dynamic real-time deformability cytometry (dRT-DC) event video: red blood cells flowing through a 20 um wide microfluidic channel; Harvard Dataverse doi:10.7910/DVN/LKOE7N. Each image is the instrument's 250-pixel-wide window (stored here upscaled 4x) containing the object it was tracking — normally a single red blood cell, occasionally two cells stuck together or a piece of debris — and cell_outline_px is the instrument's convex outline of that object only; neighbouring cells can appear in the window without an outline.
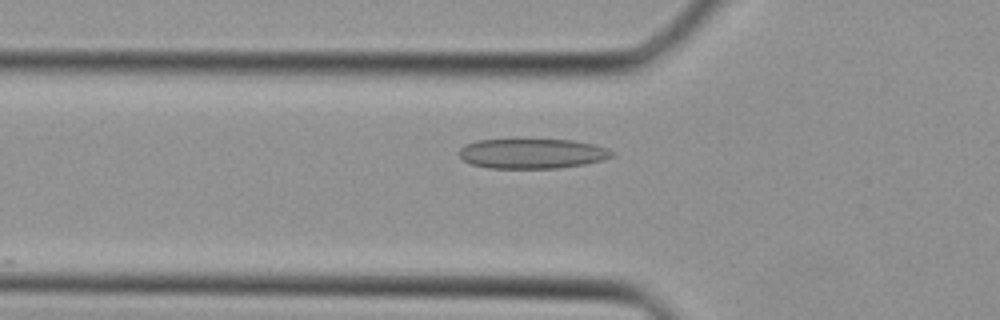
{"species": "Egyptian fruit bat (a non-hibernating species)", "species_latin": "Rousettus aegyptiacus", "temperature_condition": "cold", "stored_images_in_passage": 7, "camera_frame_rate_fps": 3000, "um_per_image_px": 0.085, "animal": {"sex": "female"}, "frame": {"image": 1, "passage_image": 3, "time_ms": 0.667, "image_size_px": [1000, 320], "cell_outline_px": [[616, 156], [604, 160], [584, 164], [560, 168], [488, 168], [472, 164], [464, 160], [456, 152], [464, 144], [476, 140], [524, 136], [572, 140], [592, 144], [608, 148], [616, 152]], "centroid_in_image_um": [45.22, 12.99], "position_along_channel_um": 80.6, "area_um2": 28.21}}
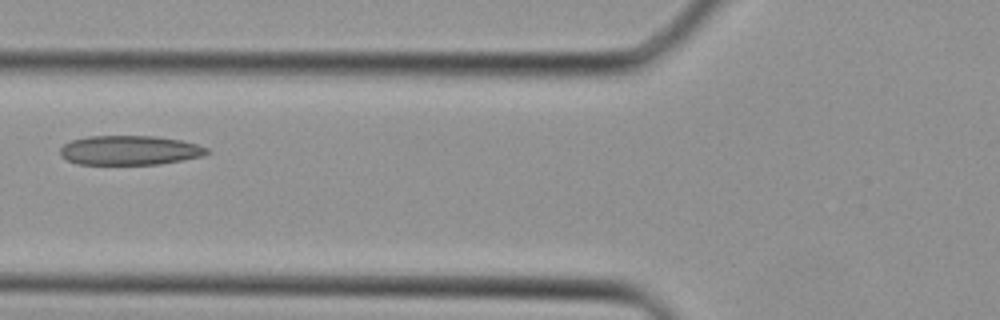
{"frame": {"image": 2, "passage_image": 5, "time_ms": 1.333, "image_size_px": [1000, 320], "cell_outline_px": [[212, 152], [204, 156], [160, 164], [76, 164], [60, 156], [60, 148], [64, 144], [72, 140], [88, 136], [156, 136], [180, 140], [196, 144], [208, 148]], "centroid_in_image_um": [11.04, 12.77], "position_along_channel_um": 114.8, "area_um2": 25.26}}
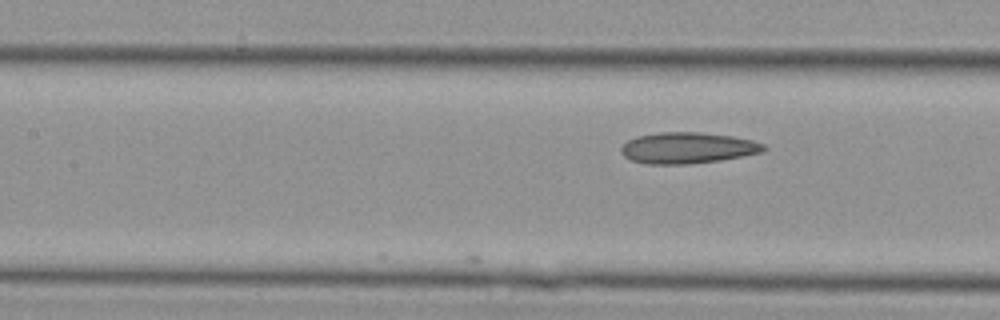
{"frame": {"image": 3, "passage_image": 7, "time_ms": 2.0, "image_size_px": [1000, 320], "cell_outline_px": [[768, 148], [764, 152], [744, 156], [720, 160], [688, 164], [644, 164], [632, 160], [624, 156], [620, 152], [620, 148], [628, 140], [640, 136], [660, 132], [700, 132], [732, 136], [752, 140], [764, 144]], "centroid_in_image_um": [58.48, 12.58], "position_along_channel_um": 148.9, "area_um2": 25.95}}